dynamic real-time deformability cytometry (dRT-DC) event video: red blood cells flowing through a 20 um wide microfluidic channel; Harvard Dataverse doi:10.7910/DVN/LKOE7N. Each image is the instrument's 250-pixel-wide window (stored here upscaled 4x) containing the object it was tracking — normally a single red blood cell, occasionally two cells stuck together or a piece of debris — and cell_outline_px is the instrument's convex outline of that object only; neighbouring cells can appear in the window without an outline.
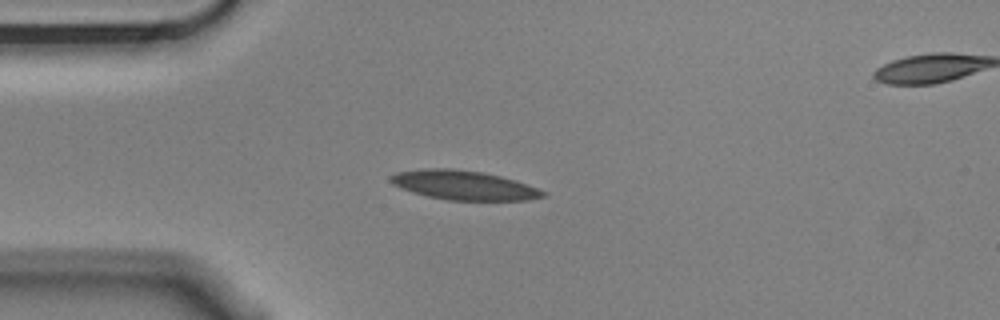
{"species": "Egyptian fruit bat (a non-hibernating species)", "species_latin": "Rousettus aegyptiacus", "temperature_condition": "cold", "stored_images_in_passage": 8, "camera_frame_rate_fps": 3000, "um_per_image_px": 0.085, "animal": {"sex": "male"}, "frame": {"image": 1, "passage_image": 3, "time_ms": 0.667, "image_size_px": [1000, 320], "cell_outline_px": [[548, 196], [528, 200], [448, 200], [428, 196], [412, 192], [400, 188], [392, 184], [388, 180], [388, 176], [396, 172], [424, 168], [448, 168], [484, 172], [516, 180], [548, 192]], "centroid_in_image_um": [39.42, 15.74], "position_along_channel_um": 45.6, "area_um2": 26.24}}
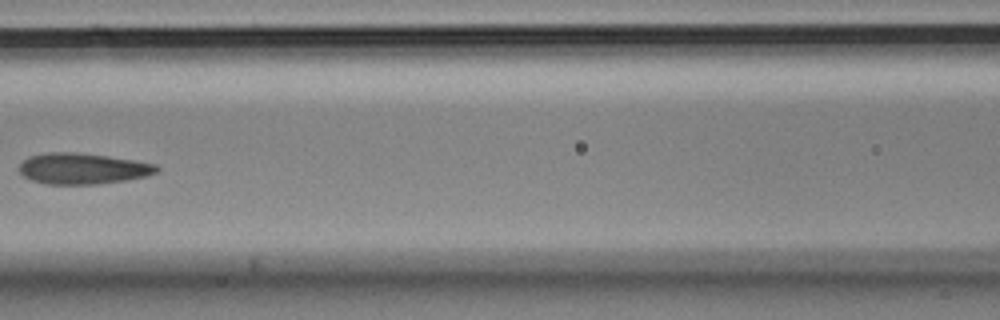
{"frame": {"image": 2, "passage_image": 6, "time_ms": 1.667, "image_size_px": [1000, 320], "cell_outline_px": [[160, 168], [156, 172], [148, 176], [128, 180], [100, 184], [48, 184], [32, 180], [24, 176], [20, 172], [20, 164], [28, 156], [48, 152], [72, 152], [108, 156], [136, 160], [156, 164]], "centroid_in_image_um": [7.07, 14.33], "position_along_channel_um": 159.5, "area_um2": 24.91}}
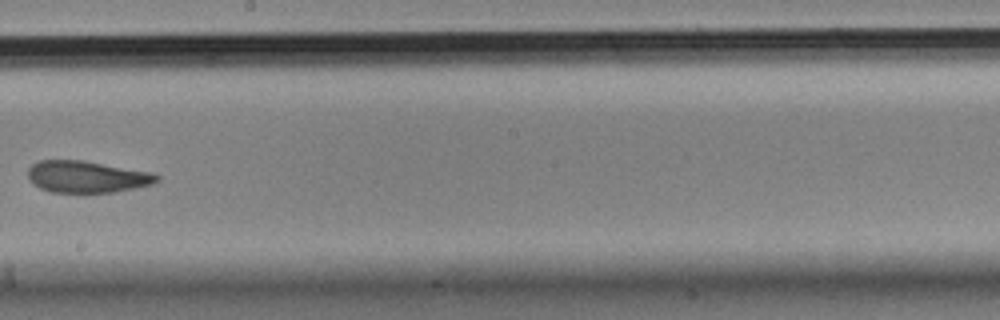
{"frame": {"image": 3, "passage_image": 8, "time_ms": 2.333, "image_size_px": [1000, 320], "cell_outline_px": [[160, 180], [152, 184], [112, 192], [84, 196], [52, 192], [40, 188], [32, 184], [28, 176], [28, 168], [32, 164], [40, 160], [84, 160], [152, 172], [160, 176]], "centroid_in_image_um": [7.36, 15.06], "position_along_channel_um": 240.8, "area_um2": 24.74}}